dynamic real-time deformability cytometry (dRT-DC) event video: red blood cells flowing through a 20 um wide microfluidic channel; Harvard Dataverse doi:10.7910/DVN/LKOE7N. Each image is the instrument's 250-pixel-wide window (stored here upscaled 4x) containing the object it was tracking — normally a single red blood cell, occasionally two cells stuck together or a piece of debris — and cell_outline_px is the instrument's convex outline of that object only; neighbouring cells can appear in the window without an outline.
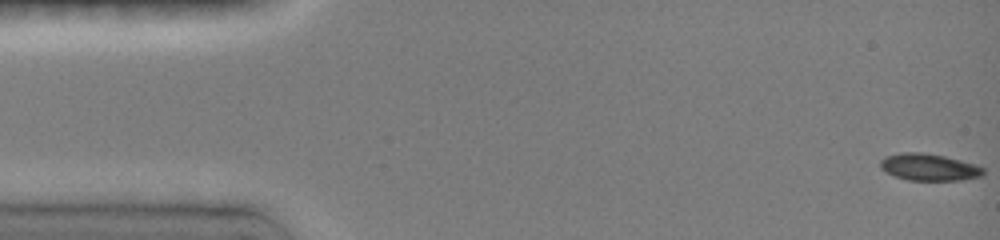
{"species": "common noctule bat (a hibernating species)", "species_latin": "Nyctalus noctula", "temperature_condition": "room temperature", "stored_images_in_passage": 37, "camera_frame_rate_fps": 3000, "um_per_image_px": 0.085, "animal": {"sex": "female", "body_mass_g": 19.0, "forearm_length_mm": 51.5}, "frame": {"image": 1, "passage_image": 1, "time_ms": 0.0, "image_size_px": [1000, 240], "cell_outline_px": [[984, 176], [960, 180], [908, 180], [896, 176], [880, 168], [880, 160], [884, 156], [900, 152], [920, 152], [944, 156], [976, 164], [984, 168]], "centroid_in_image_um": [78.98, 14.2], "position_along_channel_um": 6.0, "area_um2": 16.18}}
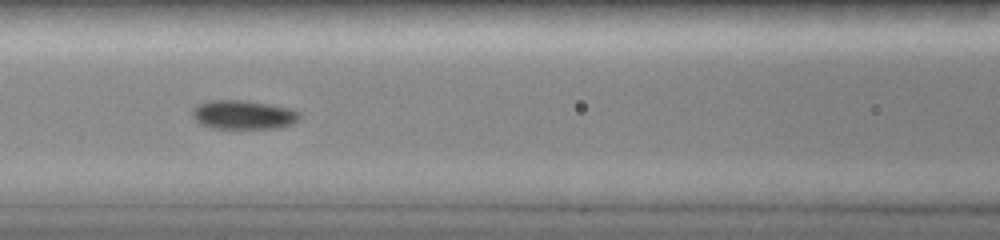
{"frame": {"image": 2, "passage_image": 18, "time_ms": 6.667, "image_size_px": [1000, 240], "cell_outline_px": [[300, 116], [292, 124], [276, 128], [212, 128], [200, 124], [192, 116], [192, 112], [196, 104], [212, 100], [244, 100], [292, 108], [300, 112]], "centroid_in_image_um": [20.67, 9.75], "position_along_channel_um": 145.9, "area_um2": 18.09}}
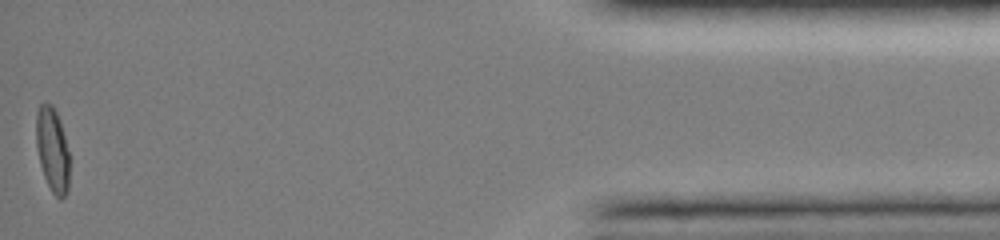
{"frame": {"image": 3, "passage_image": 37, "time_ms": 15.667, "image_size_px": [1000, 240], "cell_outline_px": [[68, 192], [60, 200], [52, 192], [44, 176], [40, 164], [36, 144], [36, 112], [40, 104], [44, 100], [52, 104], [56, 112], [64, 136], [68, 152]], "centroid_in_image_um": [4.43, 12.7], "position_along_channel_um": 430.8, "area_um2": 16.24}, "authors_computed_cell_mechanics": {"area_um2": 16.762, "velocity_mm_per_s": 4.0114, "shape_relaxation_time_tau1_ms": 10.6724, "shape_relaxation_time_tau2_ms": 2.0507, "deformation_change_tau1": 0.2599, "deformation_change_tau2": 0.0519}}